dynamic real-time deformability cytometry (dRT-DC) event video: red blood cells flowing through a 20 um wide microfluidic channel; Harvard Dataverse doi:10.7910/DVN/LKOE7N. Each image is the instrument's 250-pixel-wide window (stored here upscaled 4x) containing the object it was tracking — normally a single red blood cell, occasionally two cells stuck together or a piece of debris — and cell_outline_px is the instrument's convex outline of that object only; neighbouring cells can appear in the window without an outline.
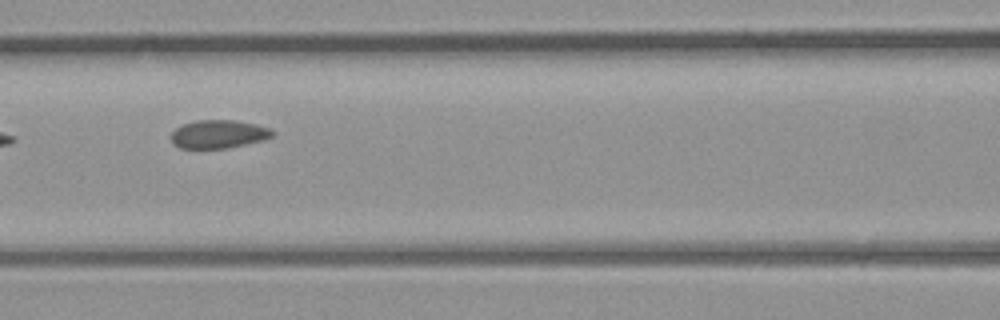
{"species": "common noctule bat (a hibernating species)", "species_latin": "Nyctalus noctula", "temperature_condition": "room temperature", "stored_images_in_passage": 5, "camera_frame_rate_fps": 3000, "um_per_image_px": 0.085, "animal": {"sex": "male", "body_mass_g": 23.1, "forearm_length_mm": 52.7}, "frame": {"image": 1, "passage_image": 5, "time_ms": 5.333, "image_size_px": [1000, 320], "cell_outline_px": [[276, 132], [272, 136], [264, 140], [224, 148], [180, 148], [172, 140], [172, 132], [180, 124], [196, 120], [236, 120], [256, 124], [268, 128]], "centroid_in_image_um": [18.58, 11.38], "position_along_channel_um": 148.0, "area_um2": 16.59}}